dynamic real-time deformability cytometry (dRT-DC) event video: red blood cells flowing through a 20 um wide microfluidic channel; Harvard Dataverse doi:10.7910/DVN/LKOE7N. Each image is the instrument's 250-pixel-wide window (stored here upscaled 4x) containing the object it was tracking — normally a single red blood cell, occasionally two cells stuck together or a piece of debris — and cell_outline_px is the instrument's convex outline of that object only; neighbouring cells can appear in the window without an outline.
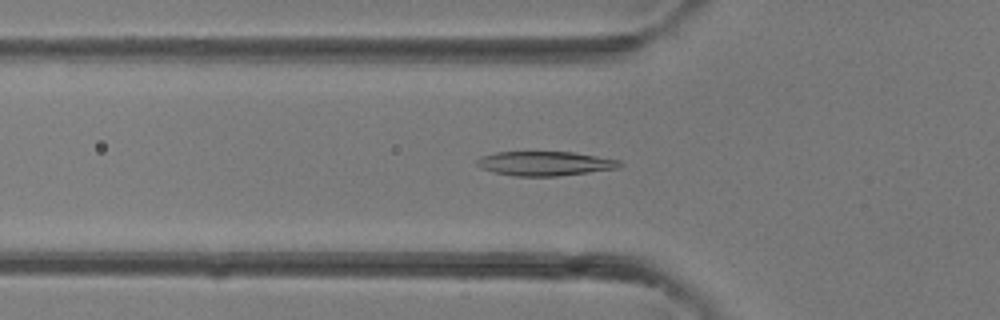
{"species": "common noctule bat (a hibernating species)", "species_latin": "Nyctalus noctula", "temperature_condition": "room temperature", "stored_images_in_passage": 39, "camera_frame_rate_fps": 3000, "um_per_image_px": 0.085, "animal": {"sex": "female"}, "frame": {"image": 1, "passage_image": 13, "time_ms": 4.0, "image_size_px": [1000, 320], "cell_outline_px": [[624, 164], [620, 168], [556, 176], [512, 176], [492, 172], [480, 168], [476, 164], [476, 160], [480, 156], [496, 152], [572, 152], [620, 160]], "centroid_in_image_um": [46.29, 13.9], "position_along_channel_um": 79.5, "area_um2": 20.35}}
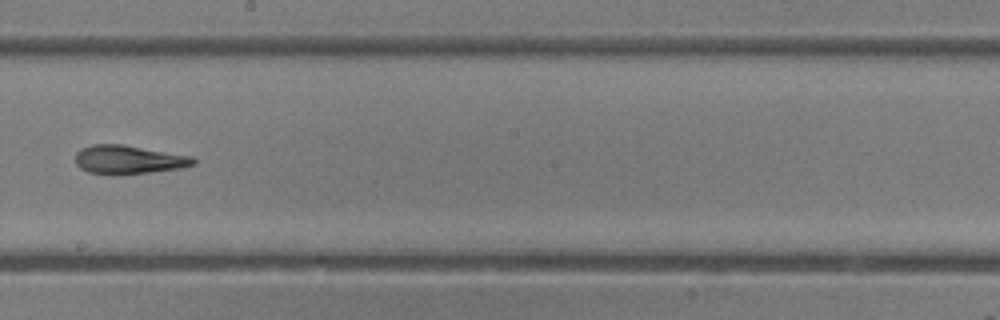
{"frame": {"image": 2, "passage_image": 22, "time_ms": 7.0, "image_size_px": [1000, 320], "cell_outline_px": [[196, 164], [180, 168], [120, 176], [116, 176], [88, 172], [80, 168], [76, 164], [76, 152], [80, 148], [92, 144], [124, 144], [192, 156], [196, 160]], "centroid_in_image_um": [10.91, 13.58], "position_along_channel_um": 237.3, "area_um2": 20.11}}
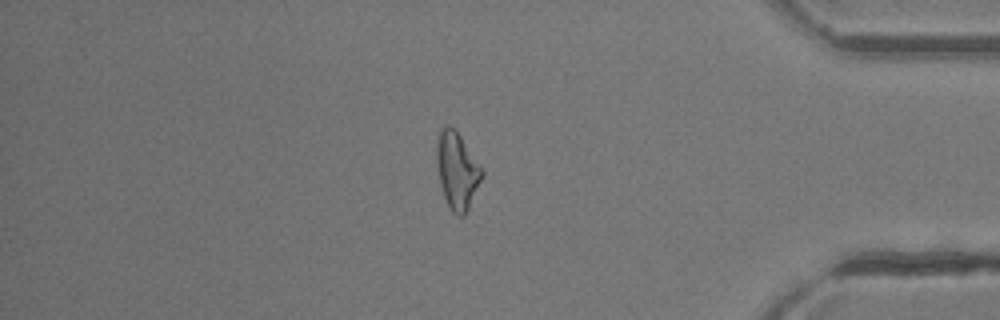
{"frame": {"image": 3, "passage_image": 33, "time_ms": 10.667, "image_size_px": [1000, 320], "cell_outline_px": [[484, 176], [464, 216], [456, 216], [452, 212], [444, 196], [440, 184], [436, 168], [436, 140], [440, 128], [448, 124], [456, 128], [484, 168]], "centroid_in_image_um": [38.86, 14.43], "position_along_channel_um": 396.3, "area_um2": 20.98}}